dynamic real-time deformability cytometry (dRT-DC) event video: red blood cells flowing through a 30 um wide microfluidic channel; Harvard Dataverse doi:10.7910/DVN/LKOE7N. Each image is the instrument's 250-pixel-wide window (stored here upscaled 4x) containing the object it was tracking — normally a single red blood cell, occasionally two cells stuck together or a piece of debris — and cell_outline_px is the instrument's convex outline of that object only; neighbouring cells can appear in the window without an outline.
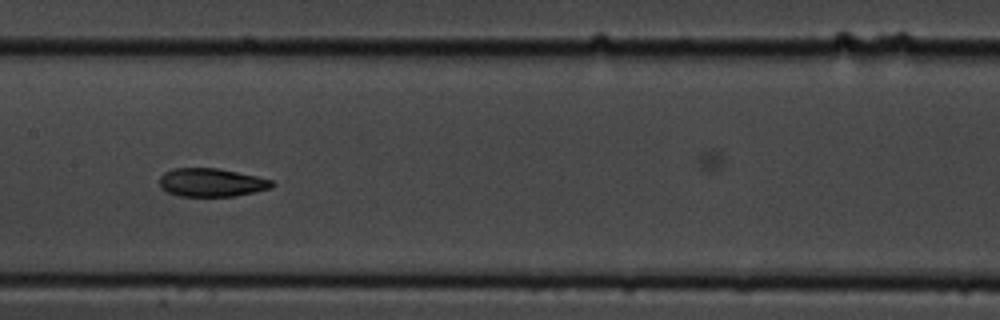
{"species": "common noctule bat (a hibernating species)", "species_latin": "Nyctalus noctula", "temperature_condition": "cold", "stored_images_in_passage": 10, "camera_frame_rate_fps": 3000, "um_per_image_px": 0.085, "animal": {"sex": "male", "body_mass_g": 19.5, "forearm_length_mm": 54.6}, "frame": {"image": 1, "passage_image": 9, "time_ms": 9.333, "image_size_px": [1000, 320], "cell_outline_px": [[276, 184], [272, 188], [236, 196], [180, 196], [168, 192], [160, 188], [160, 176], [164, 172], [172, 168], [216, 168], [256, 176], [272, 180]], "centroid_in_image_um": [17.97, 15.51], "position_along_channel_um": 189.4, "area_um2": 18.61}}
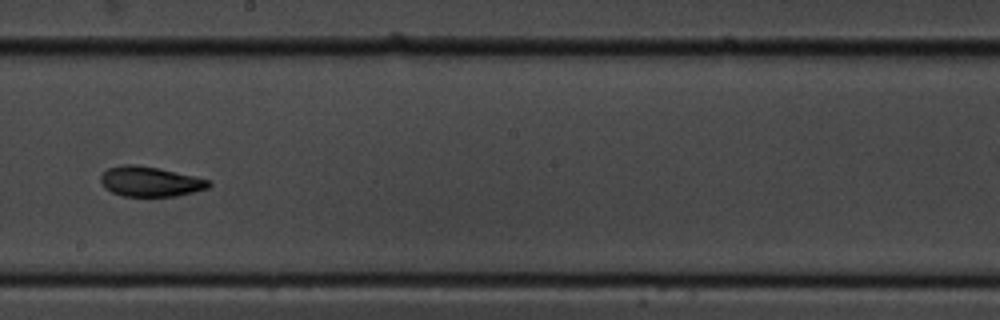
{"frame": {"image": 2, "passage_image": 10, "time_ms": 10.667, "image_size_px": [1000, 320], "cell_outline_px": [[212, 184], [208, 188], [176, 196], [124, 196], [112, 192], [104, 188], [100, 180], [100, 176], [108, 168], [120, 164], [136, 164], [160, 168], [196, 176], [208, 180]], "centroid_in_image_um": [12.75, 15.42], "position_along_channel_um": 235.5, "area_um2": 19.02}}